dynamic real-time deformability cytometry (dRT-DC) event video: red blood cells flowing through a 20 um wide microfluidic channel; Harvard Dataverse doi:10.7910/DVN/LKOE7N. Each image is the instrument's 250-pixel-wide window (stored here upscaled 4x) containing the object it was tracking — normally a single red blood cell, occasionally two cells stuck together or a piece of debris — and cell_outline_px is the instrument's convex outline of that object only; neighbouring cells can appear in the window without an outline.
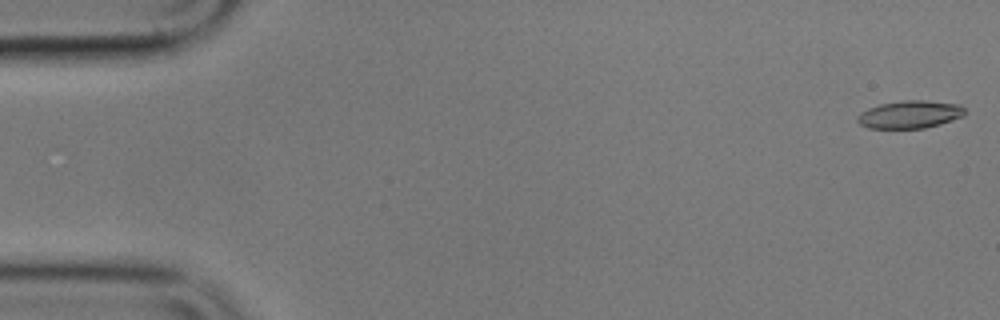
{"species": "common noctule bat (a hibernating species)", "species_latin": "Nyctalus noctula", "temperature_condition": "cold", "stored_images_in_passage": 55, "camera_frame_rate_fps": 3000, "um_per_image_px": 0.085, "animal": {"sex": "male", "body_mass_g": 17.9}, "frame": {"image": 1, "passage_image": 1, "time_ms": 0.0, "image_size_px": [1000, 320], "cell_outline_px": [[964, 116], [940, 124], [924, 128], [868, 128], [860, 124], [856, 120], [856, 116], [860, 112], [868, 108], [880, 104], [904, 100], [924, 100], [960, 104], [964, 108]], "centroid_in_image_um": [77.32, 9.72], "position_along_channel_um": 7.7, "area_um2": 17.4}}
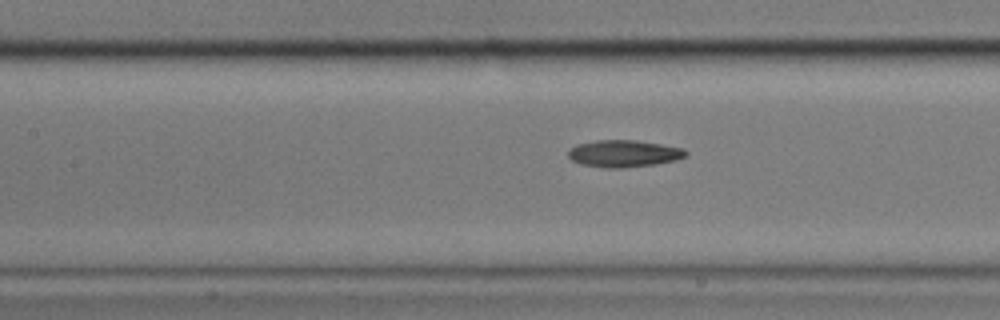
{"frame": {"image": 2, "passage_image": 24, "time_ms": 7.667, "image_size_px": [1000, 320], "cell_outline_px": [[688, 156], [676, 160], [656, 164], [620, 168], [604, 168], [580, 164], [572, 160], [568, 156], [568, 152], [576, 144], [596, 140], [632, 140], [660, 144], [684, 148], [688, 152]], "centroid_in_image_um": [53.04, 13.06], "position_along_channel_um": 154.4, "area_um2": 18.55}}
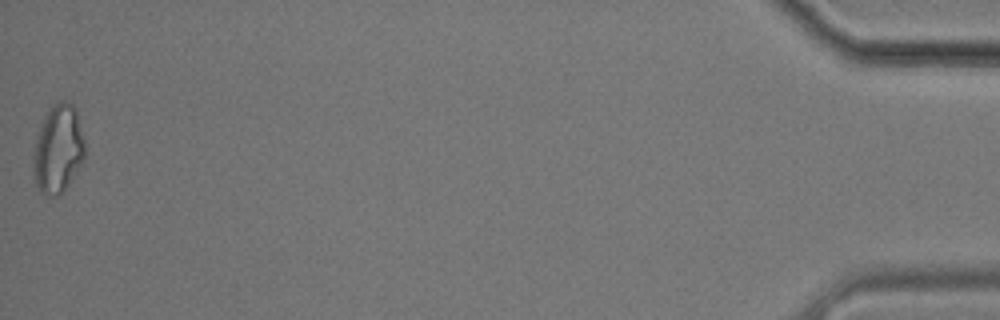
{"frame": {"image": 3, "passage_image": 55, "time_ms": 18.0, "image_size_px": [1000, 320], "cell_outline_px": [[84, 160], [60, 196], [44, 196], [40, 192], [36, 184], [32, 168], [32, 156], [36, 136], [40, 124], [48, 108], [60, 100], [68, 100], [76, 108], [84, 140]], "centroid_in_image_um": [4.91, 12.66], "position_along_channel_um": 430.3, "area_um2": 26.99}, "authors_computed_cell_mechanics": {"area_um2": 18.3226, "velocity_mm_per_s": 3.5973, "shape_relaxation_time_tau1_ms": 4.7861, "shape_relaxation_time_tau2_ms": 8.5343, "deformation_change_tau1": 0.1309, "deformation_change_tau2": 0.1891}}